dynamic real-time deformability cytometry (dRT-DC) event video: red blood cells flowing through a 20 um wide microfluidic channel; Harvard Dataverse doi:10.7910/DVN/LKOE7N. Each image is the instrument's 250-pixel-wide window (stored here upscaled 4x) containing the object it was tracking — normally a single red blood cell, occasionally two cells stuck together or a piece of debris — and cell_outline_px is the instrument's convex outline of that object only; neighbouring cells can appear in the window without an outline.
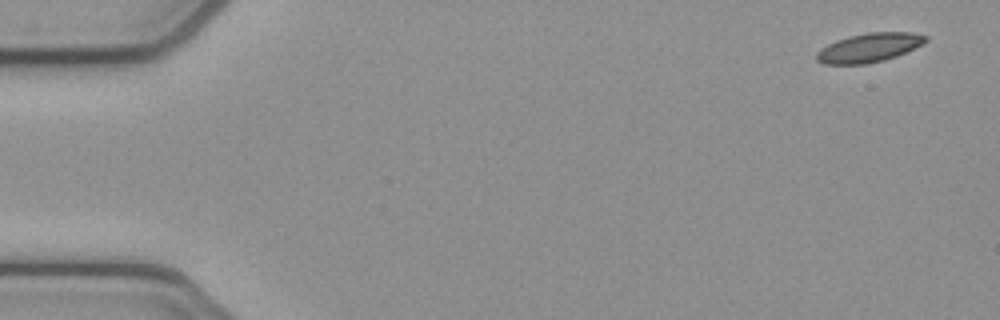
{"species": "common noctule bat (a hibernating species)", "species_latin": "Nyctalus noctula", "temperature_condition": "cold", "stored_images_in_passage": 5, "camera_frame_rate_fps": 3000, "um_per_image_px": 0.085, "animal": {"sex": "female", "body_mass_g": 21.9}, "frame": {"image": 1, "passage_image": 1, "time_ms": 0.0, "image_size_px": [1000, 320], "cell_outline_px": [[928, 40], [924, 44], [896, 56], [884, 60], [868, 64], [824, 64], [816, 60], [816, 52], [820, 48], [836, 40], [848, 36], [868, 32], [912, 32], [928, 36]], "centroid_in_image_um": [73.88, 4.04], "position_along_channel_um": 11.1, "area_um2": 18.61}}
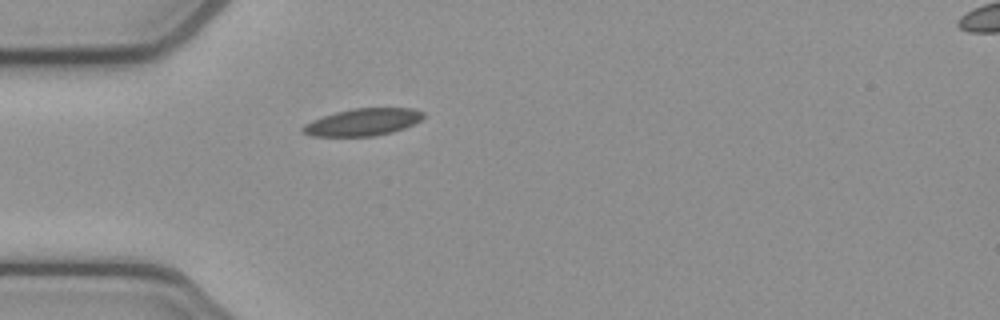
{"frame": {"image": 2, "passage_image": 5, "time_ms": 1.333, "image_size_px": [1000, 320], "cell_outline_px": [[424, 116], [420, 120], [404, 128], [392, 132], [376, 136], [312, 136], [300, 132], [300, 128], [304, 124], [312, 120], [336, 112], [352, 108], [412, 108], [424, 112]], "centroid_in_image_um": [30.81, 10.38], "position_along_channel_um": 54.2, "area_um2": 19.13}}